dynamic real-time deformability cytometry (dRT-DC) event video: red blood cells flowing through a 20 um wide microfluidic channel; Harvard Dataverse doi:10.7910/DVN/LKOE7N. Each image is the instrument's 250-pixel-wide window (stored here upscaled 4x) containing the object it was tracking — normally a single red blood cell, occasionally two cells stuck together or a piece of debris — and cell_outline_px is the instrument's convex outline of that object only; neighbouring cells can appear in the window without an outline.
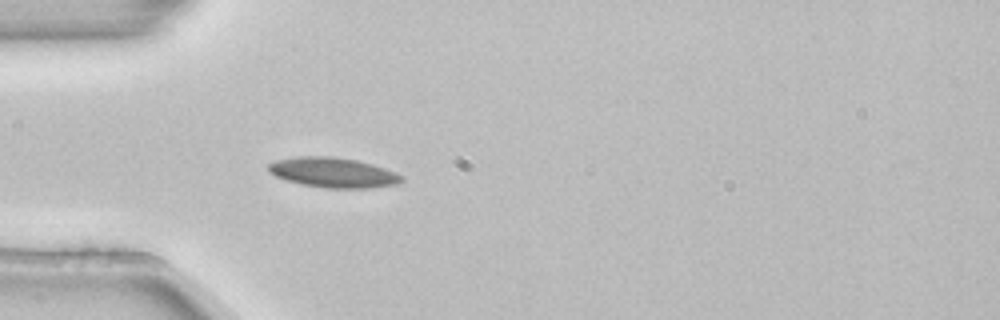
{"species": "common noctule bat (a hibernating species)", "species_latin": "Nyctalus noctula", "temperature_condition": "room temperature", "stored_images_in_passage": 5, "camera_frame_rate_fps": 3000, "um_per_image_px": 0.085, "animal": {"sex": "female", "body_mass_g": 22.7, "forearm_length_mm": 54.2}, "frame": {"image": 1, "passage_image": 5, "time_ms": 1.333, "image_size_px": [1000, 320], "cell_outline_px": [[404, 180], [400, 184], [372, 188], [328, 188], [300, 184], [276, 176], [268, 172], [268, 164], [276, 160], [296, 156], [332, 156], [356, 160], [372, 164], [396, 172], [404, 176]], "centroid_in_image_um": [28.35, 14.67], "position_along_channel_um": 56.6, "area_um2": 23.47}}